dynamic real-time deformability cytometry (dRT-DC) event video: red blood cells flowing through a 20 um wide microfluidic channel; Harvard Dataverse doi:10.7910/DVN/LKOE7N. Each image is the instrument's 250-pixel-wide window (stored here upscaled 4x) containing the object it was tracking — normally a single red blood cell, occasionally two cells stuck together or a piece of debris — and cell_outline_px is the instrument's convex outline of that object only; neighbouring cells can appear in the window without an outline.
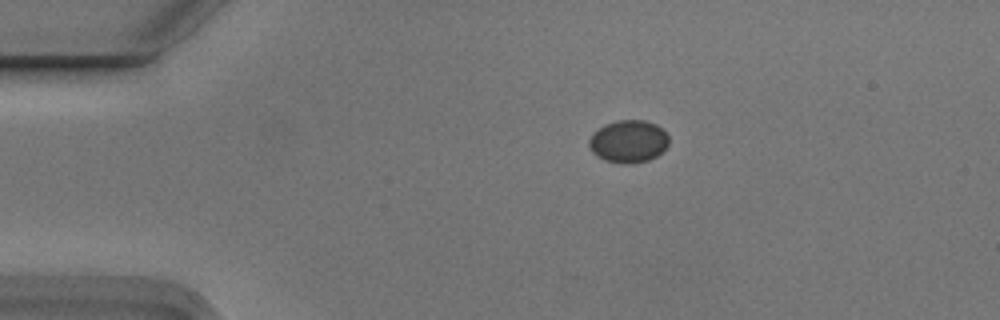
{"species": "Egyptian fruit bat (a non-hibernating species)", "species_latin": "Rousettus aegyptiacus", "temperature_condition": "cold", "stored_images_in_passage": 5, "camera_frame_rate_fps": 3000, "um_per_image_px": 0.085, "animal": {"sex": "male"}, "frame": {"image": 1, "passage_image": 1, "time_ms": 0.0, "image_size_px": [1000, 320], "cell_outline_px": [[668, 144], [656, 156], [648, 160], [628, 164], [624, 164], [604, 160], [596, 156], [592, 152], [588, 144], [588, 140], [592, 132], [604, 124], [616, 120], [644, 120], [656, 124], [668, 136]], "centroid_in_image_um": [53.36, 12.01], "position_along_channel_um": 31.6, "area_um2": 19.83}}
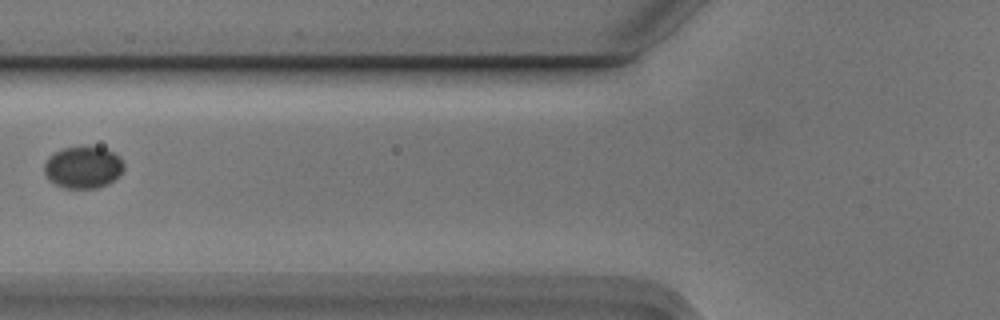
{"frame": {"image": 2, "passage_image": 4, "time_ms": 1.0, "image_size_px": [1000, 320], "cell_outline_px": [[124, 168], [120, 176], [108, 184], [96, 188], [64, 188], [48, 180], [44, 172], [44, 164], [56, 152], [64, 148], [104, 148], [120, 156], [124, 164]], "centroid_in_image_um": [7.1, 14.26], "position_along_channel_um": 118.7, "area_um2": 19.19}}
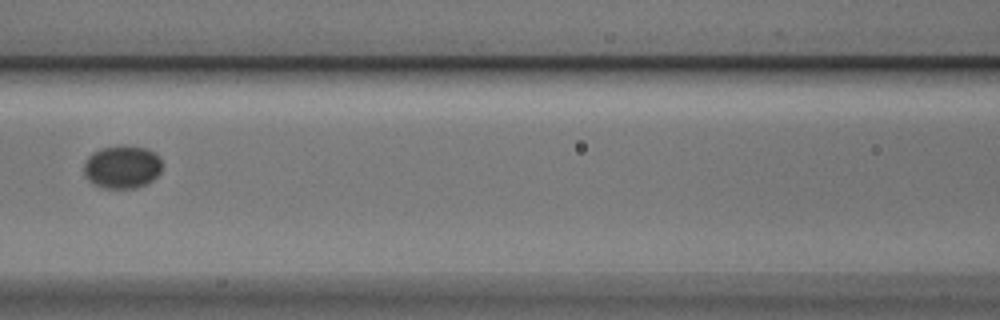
{"frame": {"image": 3, "passage_image": 5, "time_ms": 1.333, "image_size_px": [1000, 320], "cell_outline_px": [[160, 172], [152, 180], [136, 188], [100, 188], [92, 184], [84, 176], [84, 164], [88, 156], [92, 152], [100, 148], [124, 144], [148, 148], [156, 152], [160, 156]], "centroid_in_image_um": [10.36, 14.17], "position_along_channel_um": 156.2, "area_um2": 20.0}}